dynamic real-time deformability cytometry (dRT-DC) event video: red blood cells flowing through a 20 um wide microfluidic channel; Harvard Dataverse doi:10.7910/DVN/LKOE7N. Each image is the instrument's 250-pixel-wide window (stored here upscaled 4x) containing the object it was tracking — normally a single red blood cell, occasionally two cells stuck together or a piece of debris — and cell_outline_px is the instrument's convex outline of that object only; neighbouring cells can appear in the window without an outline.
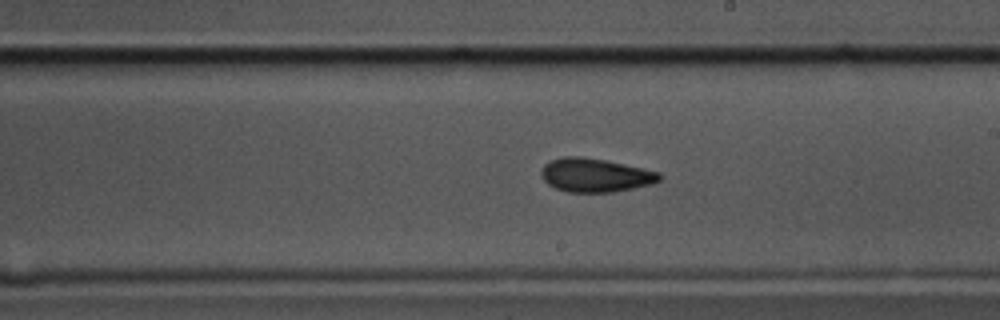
{"species": "common noctule bat (a hibernating species)", "species_latin": "Nyctalus noctula", "temperature_condition": "cold", "stored_images_in_passage": 41, "camera_frame_rate_fps": 3000, "um_per_image_px": 0.085, "animal": {"sex": "male", "body_mass_g": 17.5, "forearm_length_mm": 52.3}, "frame": {"image": 1, "passage_image": 20, "time_ms": 6.333, "image_size_px": [1000, 320], "cell_outline_px": [[660, 180], [652, 184], [612, 192], [568, 192], [556, 188], [548, 184], [540, 176], [540, 172], [544, 164], [552, 160], [564, 156], [580, 156], [604, 160], [644, 168], [660, 172]], "centroid_in_image_um": [50.58, 14.88], "position_along_channel_um": 238.4, "area_um2": 23.12}}
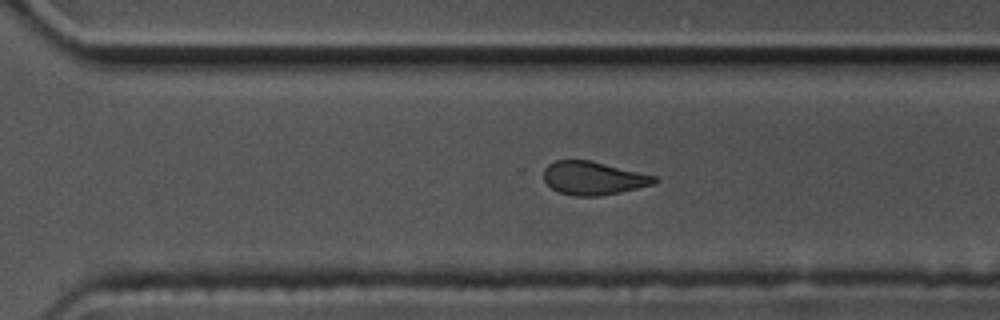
{"frame": {"image": 2, "passage_image": 27, "time_ms": 8.667, "image_size_px": [1000, 320], "cell_outline_px": [[656, 180], [652, 184], [620, 192], [600, 196], [572, 196], [560, 192], [552, 188], [544, 180], [544, 168], [548, 164], [556, 160], [592, 160], [656, 176]], "centroid_in_image_um": [50.39, 15.13], "position_along_channel_um": 320.2, "area_um2": 21.39}}
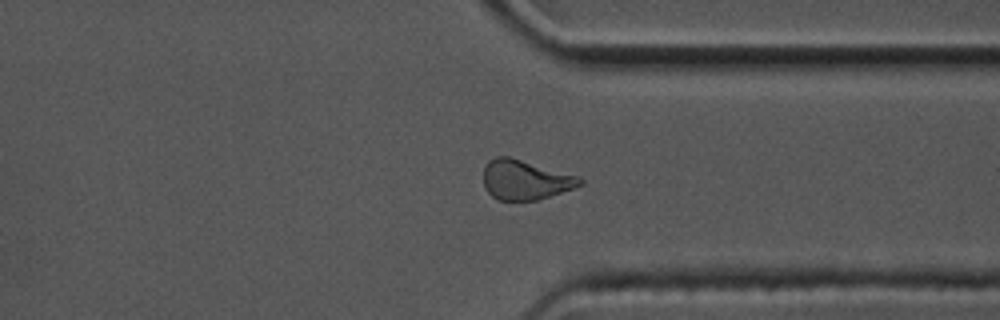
{"frame": {"image": 3, "passage_image": 31, "time_ms": 10.0, "image_size_px": [1000, 320], "cell_outline_px": [[584, 184], [536, 200], [496, 200], [484, 188], [484, 168], [488, 160], [496, 156], [508, 156], [580, 176], [584, 180]], "centroid_in_image_um": [44.63, 15.27], "position_along_channel_um": 366.8, "area_um2": 22.31}}